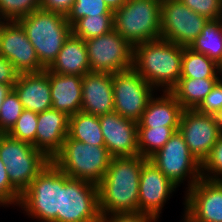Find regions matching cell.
<instances>
[{
	"label": "cell",
	"instance_id": "1",
	"mask_svg": "<svg viewBox=\"0 0 222 222\" xmlns=\"http://www.w3.org/2000/svg\"><path fill=\"white\" fill-rule=\"evenodd\" d=\"M147 160L140 155L112 158L108 170L98 184L101 216L139 212L140 174Z\"/></svg>",
	"mask_w": 222,
	"mask_h": 222
},
{
	"label": "cell",
	"instance_id": "2",
	"mask_svg": "<svg viewBox=\"0 0 222 222\" xmlns=\"http://www.w3.org/2000/svg\"><path fill=\"white\" fill-rule=\"evenodd\" d=\"M183 46L158 39L134 46L133 68L157 92H170L182 70Z\"/></svg>",
	"mask_w": 222,
	"mask_h": 222
},
{
	"label": "cell",
	"instance_id": "3",
	"mask_svg": "<svg viewBox=\"0 0 222 222\" xmlns=\"http://www.w3.org/2000/svg\"><path fill=\"white\" fill-rule=\"evenodd\" d=\"M18 22L35 48L40 64L48 69L72 33L66 15L40 8Z\"/></svg>",
	"mask_w": 222,
	"mask_h": 222
},
{
	"label": "cell",
	"instance_id": "4",
	"mask_svg": "<svg viewBox=\"0 0 222 222\" xmlns=\"http://www.w3.org/2000/svg\"><path fill=\"white\" fill-rule=\"evenodd\" d=\"M112 158L105 146H94L66 137L61 150L51 161L70 178L98 185Z\"/></svg>",
	"mask_w": 222,
	"mask_h": 222
},
{
	"label": "cell",
	"instance_id": "5",
	"mask_svg": "<svg viewBox=\"0 0 222 222\" xmlns=\"http://www.w3.org/2000/svg\"><path fill=\"white\" fill-rule=\"evenodd\" d=\"M113 23L133 47L161 39V0H127L113 12Z\"/></svg>",
	"mask_w": 222,
	"mask_h": 222
},
{
	"label": "cell",
	"instance_id": "6",
	"mask_svg": "<svg viewBox=\"0 0 222 222\" xmlns=\"http://www.w3.org/2000/svg\"><path fill=\"white\" fill-rule=\"evenodd\" d=\"M18 208L38 222H57L61 213V170L50 161L21 194Z\"/></svg>",
	"mask_w": 222,
	"mask_h": 222
},
{
	"label": "cell",
	"instance_id": "7",
	"mask_svg": "<svg viewBox=\"0 0 222 222\" xmlns=\"http://www.w3.org/2000/svg\"><path fill=\"white\" fill-rule=\"evenodd\" d=\"M0 159L11 184L22 194L51 161L32 144L0 134Z\"/></svg>",
	"mask_w": 222,
	"mask_h": 222
},
{
	"label": "cell",
	"instance_id": "8",
	"mask_svg": "<svg viewBox=\"0 0 222 222\" xmlns=\"http://www.w3.org/2000/svg\"><path fill=\"white\" fill-rule=\"evenodd\" d=\"M148 160L177 187L187 180L186 191L202 177L201 164L191 154L179 130Z\"/></svg>",
	"mask_w": 222,
	"mask_h": 222
},
{
	"label": "cell",
	"instance_id": "9",
	"mask_svg": "<svg viewBox=\"0 0 222 222\" xmlns=\"http://www.w3.org/2000/svg\"><path fill=\"white\" fill-rule=\"evenodd\" d=\"M98 185L61 171V213L57 222H100Z\"/></svg>",
	"mask_w": 222,
	"mask_h": 222
},
{
	"label": "cell",
	"instance_id": "10",
	"mask_svg": "<svg viewBox=\"0 0 222 222\" xmlns=\"http://www.w3.org/2000/svg\"><path fill=\"white\" fill-rule=\"evenodd\" d=\"M90 72L117 73L133 67L134 47L115 29L85 41Z\"/></svg>",
	"mask_w": 222,
	"mask_h": 222
},
{
	"label": "cell",
	"instance_id": "11",
	"mask_svg": "<svg viewBox=\"0 0 222 222\" xmlns=\"http://www.w3.org/2000/svg\"><path fill=\"white\" fill-rule=\"evenodd\" d=\"M114 112L138 122L156 90L132 67L112 74Z\"/></svg>",
	"mask_w": 222,
	"mask_h": 222
},
{
	"label": "cell",
	"instance_id": "12",
	"mask_svg": "<svg viewBox=\"0 0 222 222\" xmlns=\"http://www.w3.org/2000/svg\"><path fill=\"white\" fill-rule=\"evenodd\" d=\"M207 20L179 0H161V39L189 47Z\"/></svg>",
	"mask_w": 222,
	"mask_h": 222
},
{
	"label": "cell",
	"instance_id": "13",
	"mask_svg": "<svg viewBox=\"0 0 222 222\" xmlns=\"http://www.w3.org/2000/svg\"><path fill=\"white\" fill-rule=\"evenodd\" d=\"M178 130L200 164L205 161L222 135L214 115L202 114L195 109L183 110Z\"/></svg>",
	"mask_w": 222,
	"mask_h": 222
},
{
	"label": "cell",
	"instance_id": "14",
	"mask_svg": "<svg viewBox=\"0 0 222 222\" xmlns=\"http://www.w3.org/2000/svg\"><path fill=\"white\" fill-rule=\"evenodd\" d=\"M0 56L10 61L19 73L41 72L35 48L18 21H7L0 32Z\"/></svg>",
	"mask_w": 222,
	"mask_h": 222
},
{
	"label": "cell",
	"instance_id": "15",
	"mask_svg": "<svg viewBox=\"0 0 222 222\" xmlns=\"http://www.w3.org/2000/svg\"><path fill=\"white\" fill-rule=\"evenodd\" d=\"M184 212L195 222H222V181L200 178L184 191Z\"/></svg>",
	"mask_w": 222,
	"mask_h": 222
},
{
	"label": "cell",
	"instance_id": "16",
	"mask_svg": "<svg viewBox=\"0 0 222 222\" xmlns=\"http://www.w3.org/2000/svg\"><path fill=\"white\" fill-rule=\"evenodd\" d=\"M174 185L152 162L147 160L141 169L139 181V212L150 215L156 222L162 208L175 192Z\"/></svg>",
	"mask_w": 222,
	"mask_h": 222
},
{
	"label": "cell",
	"instance_id": "17",
	"mask_svg": "<svg viewBox=\"0 0 222 222\" xmlns=\"http://www.w3.org/2000/svg\"><path fill=\"white\" fill-rule=\"evenodd\" d=\"M105 147L112 157L139 155L138 122L123 118L118 113L99 116Z\"/></svg>",
	"mask_w": 222,
	"mask_h": 222
},
{
	"label": "cell",
	"instance_id": "18",
	"mask_svg": "<svg viewBox=\"0 0 222 222\" xmlns=\"http://www.w3.org/2000/svg\"><path fill=\"white\" fill-rule=\"evenodd\" d=\"M81 111L94 116L114 112L112 73L88 72L82 76Z\"/></svg>",
	"mask_w": 222,
	"mask_h": 222
},
{
	"label": "cell",
	"instance_id": "19",
	"mask_svg": "<svg viewBox=\"0 0 222 222\" xmlns=\"http://www.w3.org/2000/svg\"><path fill=\"white\" fill-rule=\"evenodd\" d=\"M69 116L56 109H48L38 114L35 148L50 160L61 150L68 136Z\"/></svg>",
	"mask_w": 222,
	"mask_h": 222
},
{
	"label": "cell",
	"instance_id": "20",
	"mask_svg": "<svg viewBox=\"0 0 222 222\" xmlns=\"http://www.w3.org/2000/svg\"><path fill=\"white\" fill-rule=\"evenodd\" d=\"M12 89L25 110L39 114L52 108L48 69L41 72L20 73Z\"/></svg>",
	"mask_w": 222,
	"mask_h": 222
},
{
	"label": "cell",
	"instance_id": "21",
	"mask_svg": "<svg viewBox=\"0 0 222 222\" xmlns=\"http://www.w3.org/2000/svg\"><path fill=\"white\" fill-rule=\"evenodd\" d=\"M52 109L62 111L68 116L81 111L82 76L65 75L48 70Z\"/></svg>",
	"mask_w": 222,
	"mask_h": 222
},
{
	"label": "cell",
	"instance_id": "22",
	"mask_svg": "<svg viewBox=\"0 0 222 222\" xmlns=\"http://www.w3.org/2000/svg\"><path fill=\"white\" fill-rule=\"evenodd\" d=\"M157 94L156 91L148 101L138 121V128L179 127L180 117L184 110L181 104L171 92H163L161 96Z\"/></svg>",
	"mask_w": 222,
	"mask_h": 222
},
{
	"label": "cell",
	"instance_id": "23",
	"mask_svg": "<svg viewBox=\"0 0 222 222\" xmlns=\"http://www.w3.org/2000/svg\"><path fill=\"white\" fill-rule=\"evenodd\" d=\"M48 70L58 74L77 76H84L90 72L85 41L71 33Z\"/></svg>",
	"mask_w": 222,
	"mask_h": 222
},
{
	"label": "cell",
	"instance_id": "24",
	"mask_svg": "<svg viewBox=\"0 0 222 222\" xmlns=\"http://www.w3.org/2000/svg\"><path fill=\"white\" fill-rule=\"evenodd\" d=\"M218 81V78H180L170 92L183 109H195Z\"/></svg>",
	"mask_w": 222,
	"mask_h": 222
},
{
	"label": "cell",
	"instance_id": "25",
	"mask_svg": "<svg viewBox=\"0 0 222 222\" xmlns=\"http://www.w3.org/2000/svg\"><path fill=\"white\" fill-rule=\"evenodd\" d=\"M67 137L94 146H105L99 116L82 111L69 116Z\"/></svg>",
	"mask_w": 222,
	"mask_h": 222
},
{
	"label": "cell",
	"instance_id": "26",
	"mask_svg": "<svg viewBox=\"0 0 222 222\" xmlns=\"http://www.w3.org/2000/svg\"><path fill=\"white\" fill-rule=\"evenodd\" d=\"M189 48L218 63L222 59V19H208Z\"/></svg>",
	"mask_w": 222,
	"mask_h": 222
},
{
	"label": "cell",
	"instance_id": "27",
	"mask_svg": "<svg viewBox=\"0 0 222 222\" xmlns=\"http://www.w3.org/2000/svg\"><path fill=\"white\" fill-rule=\"evenodd\" d=\"M180 78H218L217 63L189 47H183Z\"/></svg>",
	"mask_w": 222,
	"mask_h": 222
},
{
	"label": "cell",
	"instance_id": "28",
	"mask_svg": "<svg viewBox=\"0 0 222 222\" xmlns=\"http://www.w3.org/2000/svg\"><path fill=\"white\" fill-rule=\"evenodd\" d=\"M179 127L138 128V151L145 158L161 149Z\"/></svg>",
	"mask_w": 222,
	"mask_h": 222
},
{
	"label": "cell",
	"instance_id": "29",
	"mask_svg": "<svg viewBox=\"0 0 222 222\" xmlns=\"http://www.w3.org/2000/svg\"><path fill=\"white\" fill-rule=\"evenodd\" d=\"M114 29L113 14L88 16L77 20L72 26V34L86 41Z\"/></svg>",
	"mask_w": 222,
	"mask_h": 222
},
{
	"label": "cell",
	"instance_id": "30",
	"mask_svg": "<svg viewBox=\"0 0 222 222\" xmlns=\"http://www.w3.org/2000/svg\"><path fill=\"white\" fill-rule=\"evenodd\" d=\"M105 14H113V11L104 0H75L66 14V19L72 26L80 18Z\"/></svg>",
	"mask_w": 222,
	"mask_h": 222
},
{
	"label": "cell",
	"instance_id": "31",
	"mask_svg": "<svg viewBox=\"0 0 222 222\" xmlns=\"http://www.w3.org/2000/svg\"><path fill=\"white\" fill-rule=\"evenodd\" d=\"M24 110L16 92L11 89L0 107V134H7Z\"/></svg>",
	"mask_w": 222,
	"mask_h": 222
},
{
	"label": "cell",
	"instance_id": "32",
	"mask_svg": "<svg viewBox=\"0 0 222 222\" xmlns=\"http://www.w3.org/2000/svg\"><path fill=\"white\" fill-rule=\"evenodd\" d=\"M37 122L38 114L24 109L15 125L7 134L14 139L25 141L35 147Z\"/></svg>",
	"mask_w": 222,
	"mask_h": 222
},
{
	"label": "cell",
	"instance_id": "33",
	"mask_svg": "<svg viewBox=\"0 0 222 222\" xmlns=\"http://www.w3.org/2000/svg\"><path fill=\"white\" fill-rule=\"evenodd\" d=\"M40 8V0H0V13L7 21H18Z\"/></svg>",
	"mask_w": 222,
	"mask_h": 222
},
{
	"label": "cell",
	"instance_id": "34",
	"mask_svg": "<svg viewBox=\"0 0 222 222\" xmlns=\"http://www.w3.org/2000/svg\"><path fill=\"white\" fill-rule=\"evenodd\" d=\"M202 178L222 181V135L201 164Z\"/></svg>",
	"mask_w": 222,
	"mask_h": 222
},
{
	"label": "cell",
	"instance_id": "35",
	"mask_svg": "<svg viewBox=\"0 0 222 222\" xmlns=\"http://www.w3.org/2000/svg\"><path fill=\"white\" fill-rule=\"evenodd\" d=\"M21 193L11 184L6 166L0 159V206H17L19 204Z\"/></svg>",
	"mask_w": 222,
	"mask_h": 222
},
{
	"label": "cell",
	"instance_id": "36",
	"mask_svg": "<svg viewBox=\"0 0 222 222\" xmlns=\"http://www.w3.org/2000/svg\"><path fill=\"white\" fill-rule=\"evenodd\" d=\"M192 11L207 19H218L221 16L222 0H179Z\"/></svg>",
	"mask_w": 222,
	"mask_h": 222
},
{
	"label": "cell",
	"instance_id": "37",
	"mask_svg": "<svg viewBox=\"0 0 222 222\" xmlns=\"http://www.w3.org/2000/svg\"><path fill=\"white\" fill-rule=\"evenodd\" d=\"M195 110L202 114L214 116L222 110V82L218 81L215 84Z\"/></svg>",
	"mask_w": 222,
	"mask_h": 222
},
{
	"label": "cell",
	"instance_id": "38",
	"mask_svg": "<svg viewBox=\"0 0 222 222\" xmlns=\"http://www.w3.org/2000/svg\"><path fill=\"white\" fill-rule=\"evenodd\" d=\"M100 222H156L150 215L138 213H114L101 216Z\"/></svg>",
	"mask_w": 222,
	"mask_h": 222
},
{
	"label": "cell",
	"instance_id": "39",
	"mask_svg": "<svg viewBox=\"0 0 222 222\" xmlns=\"http://www.w3.org/2000/svg\"><path fill=\"white\" fill-rule=\"evenodd\" d=\"M19 74L10 61L0 56V84L9 85L12 88Z\"/></svg>",
	"mask_w": 222,
	"mask_h": 222
},
{
	"label": "cell",
	"instance_id": "40",
	"mask_svg": "<svg viewBox=\"0 0 222 222\" xmlns=\"http://www.w3.org/2000/svg\"><path fill=\"white\" fill-rule=\"evenodd\" d=\"M75 0H40L41 9L66 15Z\"/></svg>",
	"mask_w": 222,
	"mask_h": 222
},
{
	"label": "cell",
	"instance_id": "41",
	"mask_svg": "<svg viewBox=\"0 0 222 222\" xmlns=\"http://www.w3.org/2000/svg\"><path fill=\"white\" fill-rule=\"evenodd\" d=\"M106 5L110 8L111 11H116L122 7L127 0H104Z\"/></svg>",
	"mask_w": 222,
	"mask_h": 222
},
{
	"label": "cell",
	"instance_id": "42",
	"mask_svg": "<svg viewBox=\"0 0 222 222\" xmlns=\"http://www.w3.org/2000/svg\"><path fill=\"white\" fill-rule=\"evenodd\" d=\"M12 88L9 85L0 84V107L5 99L6 95Z\"/></svg>",
	"mask_w": 222,
	"mask_h": 222
},
{
	"label": "cell",
	"instance_id": "43",
	"mask_svg": "<svg viewBox=\"0 0 222 222\" xmlns=\"http://www.w3.org/2000/svg\"><path fill=\"white\" fill-rule=\"evenodd\" d=\"M215 117H216V120H217V124L219 126V130H220V132L222 134V110L219 113H217L215 115Z\"/></svg>",
	"mask_w": 222,
	"mask_h": 222
},
{
	"label": "cell",
	"instance_id": "44",
	"mask_svg": "<svg viewBox=\"0 0 222 222\" xmlns=\"http://www.w3.org/2000/svg\"><path fill=\"white\" fill-rule=\"evenodd\" d=\"M218 79L222 82V59L217 63Z\"/></svg>",
	"mask_w": 222,
	"mask_h": 222
},
{
	"label": "cell",
	"instance_id": "45",
	"mask_svg": "<svg viewBox=\"0 0 222 222\" xmlns=\"http://www.w3.org/2000/svg\"><path fill=\"white\" fill-rule=\"evenodd\" d=\"M184 213V214H183ZM182 213V217H183V219H182V221H180V222H195L193 219H191L185 212H183Z\"/></svg>",
	"mask_w": 222,
	"mask_h": 222
},
{
	"label": "cell",
	"instance_id": "46",
	"mask_svg": "<svg viewBox=\"0 0 222 222\" xmlns=\"http://www.w3.org/2000/svg\"><path fill=\"white\" fill-rule=\"evenodd\" d=\"M6 22L7 20L5 19V17L0 13V32Z\"/></svg>",
	"mask_w": 222,
	"mask_h": 222
},
{
	"label": "cell",
	"instance_id": "47",
	"mask_svg": "<svg viewBox=\"0 0 222 222\" xmlns=\"http://www.w3.org/2000/svg\"><path fill=\"white\" fill-rule=\"evenodd\" d=\"M220 18L222 19V5H221V16H220Z\"/></svg>",
	"mask_w": 222,
	"mask_h": 222
}]
</instances>
